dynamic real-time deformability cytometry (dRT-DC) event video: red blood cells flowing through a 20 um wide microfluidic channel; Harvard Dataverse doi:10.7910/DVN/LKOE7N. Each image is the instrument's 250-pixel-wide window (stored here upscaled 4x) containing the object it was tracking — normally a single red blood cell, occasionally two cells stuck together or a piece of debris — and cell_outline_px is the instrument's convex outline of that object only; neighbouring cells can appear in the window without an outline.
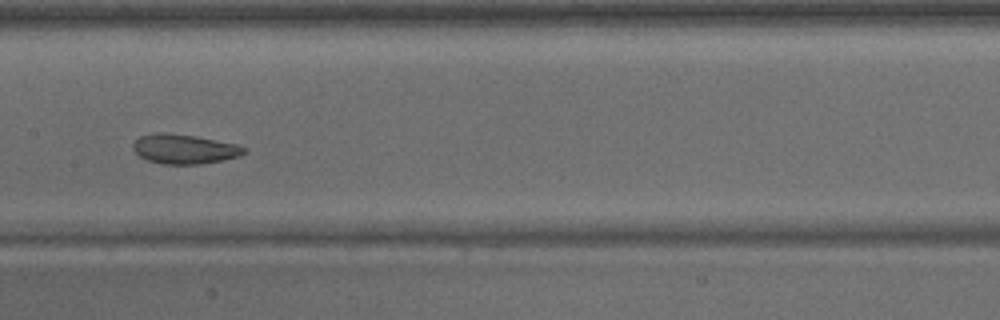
{"species": "common noctule bat (a hibernating species)", "species_latin": "Nyctalus noctula", "temperature_condition": "warm", "stored_images_in_passage": 38, "camera_frame_rate_fps": 3000, "um_per_image_px": 0.085, "animal": {"sex": "male", "body_mass_g": 15.6}, "frame": {"image": 1, "passage_image": 17, "time_ms": 5.333, "image_size_px": [1000, 320], "cell_outline_px": [[248, 152], [240, 156], [200, 164], [164, 164], [148, 160], [140, 156], [132, 148], [132, 144], [140, 136], [160, 132], [164, 132], [196, 136], [236, 144], [248, 148]], "centroid_in_image_um": [15.69, 12.66], "position_along_channel_um": 191.7, "area_um2": 19.07}}
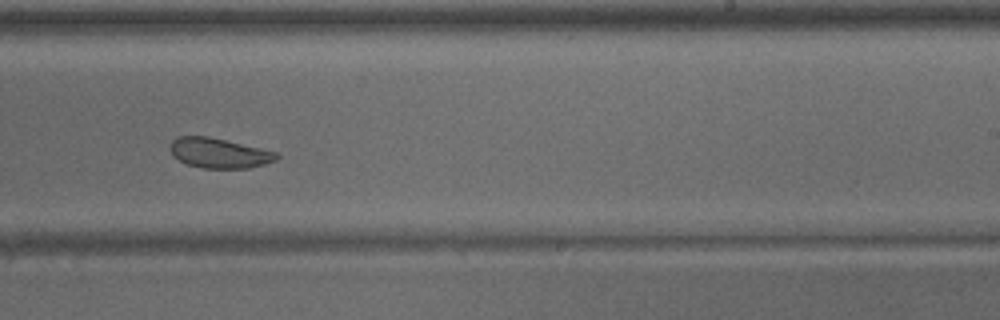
{"frame": {"image": 2, "passage_image": 22, "time_ms": 7.0, "image_size_px": [1000, 320], "cell_outline_px": [[280, 156], [276, 160], [264, 164], [248, 168], [204, 168], [188, 164], [172, 156], [168, 148], [168, 144], [176, 136], [208, 136], [280, 152]], "centroid_in_image_um": [18.61, 12.99], "position_along_channel_um": 270.4, "area_um2": 18.84}}
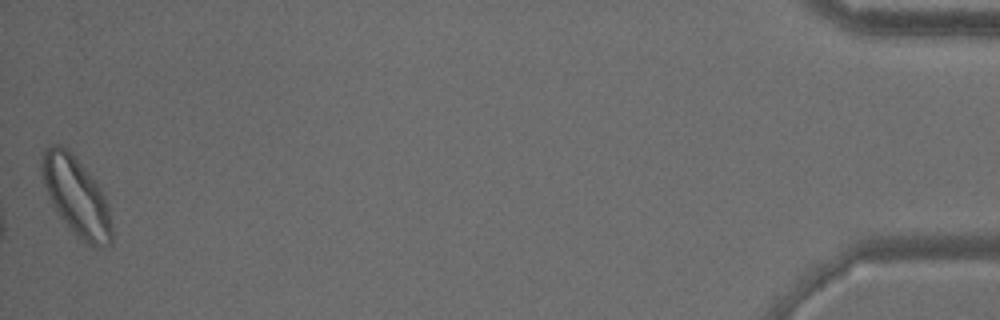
{"frame": {"image": 3, "passage_image": 38, "time_ms": 12.333, "image_size_px": [1000, 320], "cell_outline_px": [[112, 244], [100, 248], [92, 248], [72, 232], [68, 228], [60, 216], [44, 184], [40, 172], [40, 164], [44, 148], [48, 144], [60, 144], [68, 148], [72, 152], [100, 188], [108, 204], [112, 224]], "centroid_in_image_um": [6.49, 16.69], "position_along_channel_um": 428.7, "area_um2": 32.19}}